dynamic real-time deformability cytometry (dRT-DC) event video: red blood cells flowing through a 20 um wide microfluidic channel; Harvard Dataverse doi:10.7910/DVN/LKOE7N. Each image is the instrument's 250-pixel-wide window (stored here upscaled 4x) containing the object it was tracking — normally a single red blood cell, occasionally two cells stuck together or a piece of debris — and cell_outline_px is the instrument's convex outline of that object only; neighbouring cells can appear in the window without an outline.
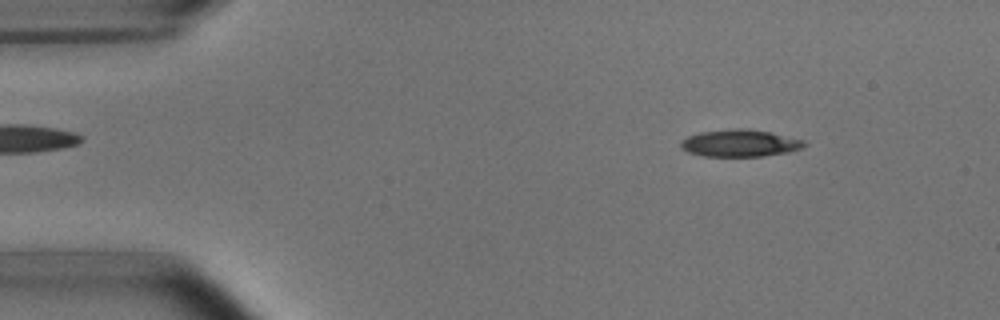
{"species": "common noctule bat (a hibernating species)", "species_latin": "Nyctalus noctula", "temperature_condition": "room temperature", "stored_images_in_passage": 4, "camera_frame_rate_fps": 3000, "um_per_image_px": 0.085, "animal": {"sex": "male", "body_mass_g": 15.6}, "frame": {"image": 1, "passage_image": 1, "time_ms": 0.0, "image_size_px": [1000, 320], "cell_outline_px": [[808, 144], [804, 148], [788, 152], [764, 156], [704, 156], [688, 152], [680, 148], [680, 140], [688, 136], [700, 132], [732, 128], [748, 128], [772, 132], [804, 140]], "centroid_in_image_um": [62.91, 12.16], "position_along_channel_um": 22.1, "area_um2": 19.83}}
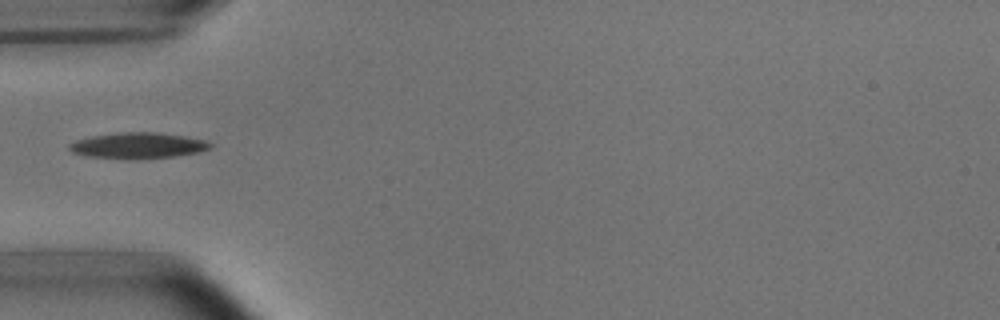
{"frame": {"image": 2, "passage_image": 3, "time_ms": 3.333, "image_size_px": [1000, 320], "cell_outline_px": [[212, 148], [200, 152], [172, 156], [128, 160], [88, 156], [72, 152], [68, 148], [68, 144], [76, 140], [92, 136], [120, 132], [156, 132], [184, 136], [204, 140], [212, 144]], "centroid_in_image_um": [11.71, 12.37], "position_along_channel_um": 73.3, "area_um2": 21.33}}